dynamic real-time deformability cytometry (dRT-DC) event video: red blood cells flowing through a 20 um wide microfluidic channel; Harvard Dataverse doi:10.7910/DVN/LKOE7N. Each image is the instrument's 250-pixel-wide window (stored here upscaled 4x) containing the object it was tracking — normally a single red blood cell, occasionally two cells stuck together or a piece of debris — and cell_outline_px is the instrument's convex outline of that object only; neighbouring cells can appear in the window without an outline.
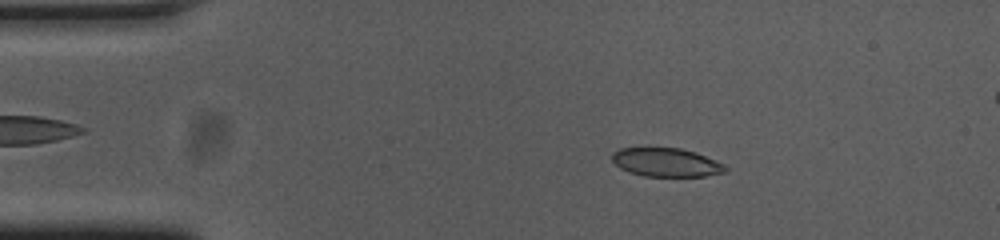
{"species": "common noctule bat (a hibernating species)", "species_latin": "Nyctalus noctula", "temperature_condition": "cold", "stored_images_in_passage": 55, "camera_frame_rate_fps": 3000, "um_per_image_px": 0.085, "animal": {"sex": "female", "body_mass_g": 23.0, "forearm_length_mm": 53.4}, "frame": {"image": 1, "passage_image": 9, "time_ms": 2.667, "image_size_px": [1000, 240], "cell_outline_px": [[728, 168], [724, 172], [704, 176], [644, 176], [628, 172], [620, 168], [612, 160], [612, 152], [620, 148], [680, 148], [696, 152], [716, 160], [724, 164]], "centroid_in_image_um": [56.62, 13.8], "position_along_channel_um": 28.4, "area_um2": 18.9}}
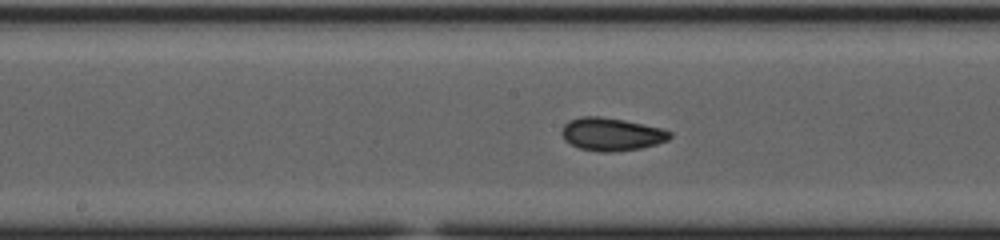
{"frame": {"image": 2, "passage_image": 27, "time_ms": 8.667, "image_size_px": [1000, 240], "cell_outline_px": [[672, 136], [668, 140], [656, 144], [640, 148], [612, 152], [600, 152], [580, 148], [564, 140], [560, 132], [564, 124], [568, 120], [580, 116], [600, 116], [624, 120], [660, 128], [672, 132]], "centroid_in_image_um": [51.94, 11.4], "position_along_channel_um": 196.3, "area_um2": 20.75}}
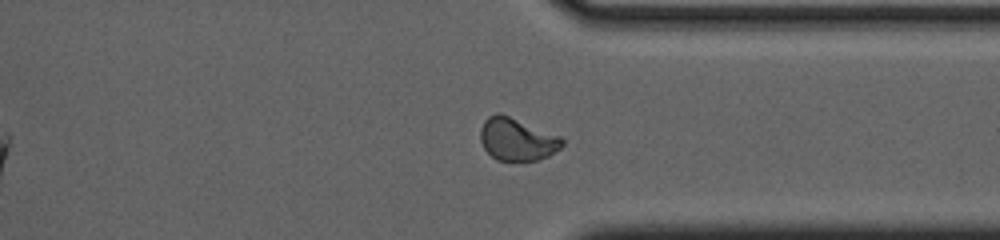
{"frame": {"image": 3, "passage_image": 41, "time_ms": 13.333, "image_size_px": [1000, 240], "cell_outline_px": [[564, 144], [560, 148], [548, 156], [536, 160], [496, 160], [484, 148], [480, 140], [480, 128], [484, 120], [488, 116], [496, 112], [508, 116], [560, 136], [564, 140]], "centroid_in_image_um": [43.92, 11.84], "position_along_channel_um": 367.5, "area_um2": 20.06}, "authors_computed_cell_mechanics": {"area_um2": 19.8832, "velocity_mm_per_s": 3.7023, "shape_relaxation_time_tau1_ms": 9.6828, "shape_relaxation_time_tau2_ms": 1.7981, "deformation_change_tau1": 0.192, "deformation_change_tau2": 0.0578}}